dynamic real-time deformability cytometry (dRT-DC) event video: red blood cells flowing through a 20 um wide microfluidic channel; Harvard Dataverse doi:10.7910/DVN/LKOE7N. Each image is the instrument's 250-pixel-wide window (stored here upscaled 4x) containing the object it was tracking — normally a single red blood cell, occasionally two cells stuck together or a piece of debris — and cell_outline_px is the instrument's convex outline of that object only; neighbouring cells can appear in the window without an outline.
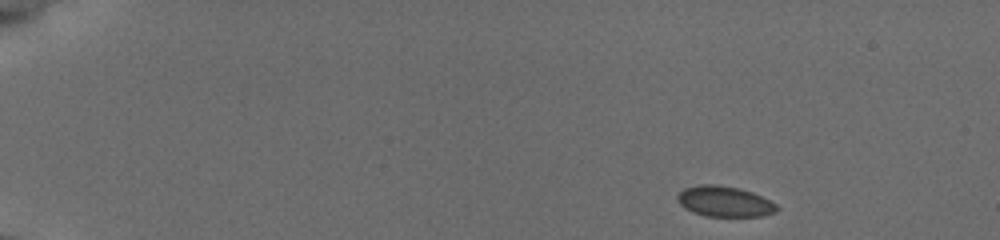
{"species": "common noctule bat (a hibernating species)", "species_latin": "Nyctalus noctula", "temperature_condition": "cold", "stored_images_in_passage": 49, "camera_frame_rate_fps": 3000, "um_per_image_px": 0.085, "animal": {"sex": "female", "body_mass_g": 19.5, "forearm_length_mm": 54.1}, "frame": {"image": 1, "passage_image": 1, "time_ms": 0.0, "image_size_px": [1000, 240], "cell_outline_px": [[780, 208], [776, 212], [760, 216], [704, 216], [692, 212], [680, 204], [676, 196], [684, 188], [704, 184], [712, 184], [736, 188], [752, 192], [776, 204]], "centroid_in_image_um": [61.58, 17.14], "position_along_channel_um": 23.4, "area_um2": 17.46}}
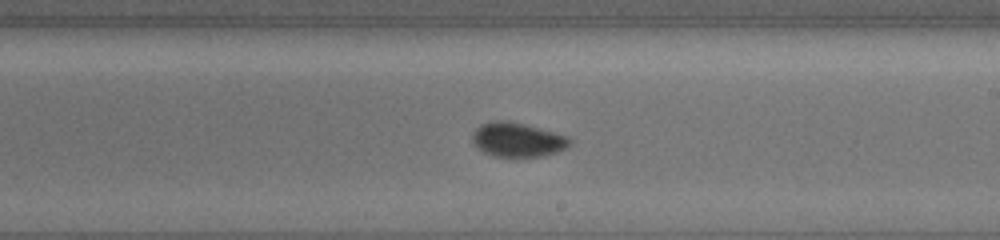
{"frame": {"image": 2, "passage_image": 28, "time_ms": 9.0, "image_size_px": [1000, 240], "cell_outline_px": [[572, 140], [564, 148], [556, 152], [540, 156], [492, 156], [484, 152], [472, 140], [472, 136], [476, 128], [480, 124], [496, 120], [508, 120], [524, 124], [568, 136]], "centroid_in_image_um": [43.97, 11.86], "position_along_channel_um": 245.0, "area_um2": 19.07}}
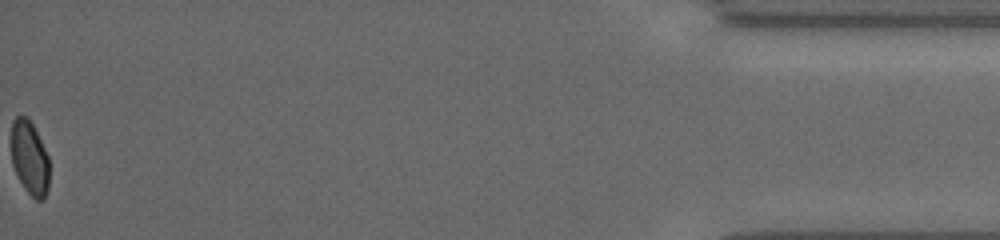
{"frame": {"image": 3, "passage_image": 49, "time_ms": 16.0, "image_size_px": [1000, 240], "cell_outline_px": [[48, 192], [44, 200], [36, 200], [24, 188], [12, 164], [12, 120], [16, 116], [28, 116], [48, 156]], "centroid_in_image_um": [2.52, 13.43], "position_along_channel_um": 432.7, "area_um2": 16.18}, "authors_computed_cell_mechanics": {"area_um2": 17.918, "velocity_mm_per_s": 3.8281, "shape_relaxation_time_tau1_ms": 3.0514, "shape_relaxation_time_tau2_ms": 1.5094, "deformation_change_tau1": 0.0595, "deformation_change_tau2": 0.0355}}